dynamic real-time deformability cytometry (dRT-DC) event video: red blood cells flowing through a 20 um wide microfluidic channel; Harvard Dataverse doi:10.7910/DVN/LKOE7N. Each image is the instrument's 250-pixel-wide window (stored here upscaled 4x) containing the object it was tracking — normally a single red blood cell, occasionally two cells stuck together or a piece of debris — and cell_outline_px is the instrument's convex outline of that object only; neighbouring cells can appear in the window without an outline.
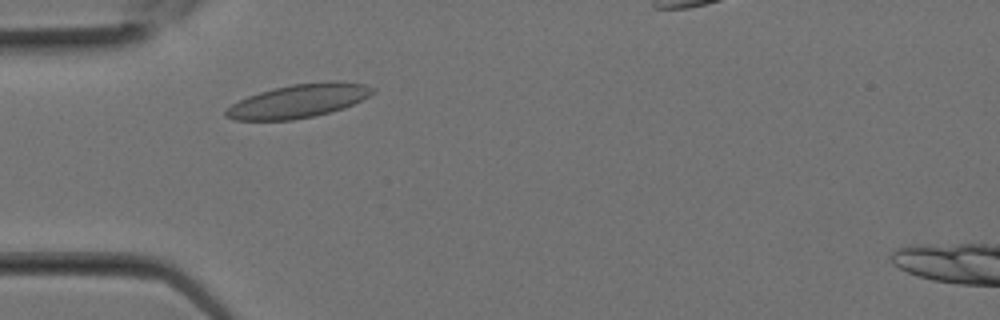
{"species": "Egyptian fruit bat (a non-hibernating species)", "species_latin": "Rousettus aegyptiacus", "temperature_condition": "room temperature", "stored_images_in_passage": 7, "camera_frame_rate_fps": 3000, "um_per_image_px": 0.085, "animal": {"sex": "female"}, "frame": {"image": 1, "passage_image": 4, "time_ms": 1.0, "image_size_px": [1000, 320], "cell_outline_px": [[376, 92], [344, 108], [312, 116], [292, 120], [232, 120], [224, 116], [224, 112], [232, 104], [248, 96], [272, 88], [292, 84], [328, 80], [340, 80], [364, 84], [376, 88]], "centroid_in_image_um": [25.39, 8.56], "position_along_channel_um": 59.6, "area_um2": 28.78}}
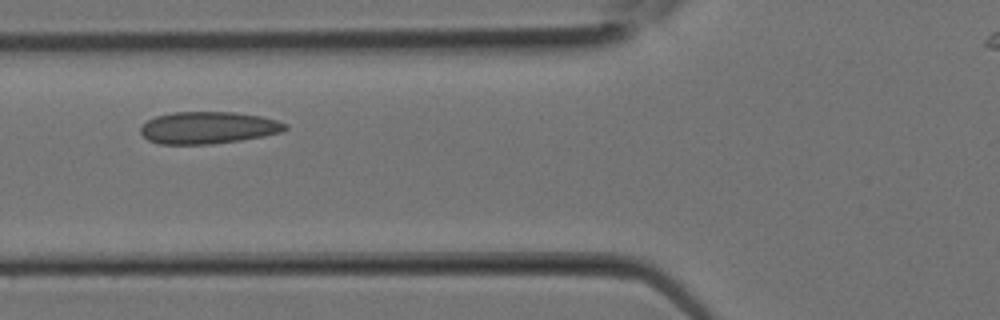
{"frame": {"image": 2, "passage_image": 6, "time_ms": 1.667, "image_size_px": [1000, 320], "cell_outline_px": [[288, 128], [284, 132], [264, 136], [240, 140], [212, 144], [160, 144], [148, 140], [140, 132], [140, 128], [148, 120], [156, 116], [172, 112], [236, 112], [260, 116], [276, 120], [288, 124]], "centroid_in_image_um": [17.72, 10.85], "position_along_channel_um": 108.1, "area_um2": 27.11}}